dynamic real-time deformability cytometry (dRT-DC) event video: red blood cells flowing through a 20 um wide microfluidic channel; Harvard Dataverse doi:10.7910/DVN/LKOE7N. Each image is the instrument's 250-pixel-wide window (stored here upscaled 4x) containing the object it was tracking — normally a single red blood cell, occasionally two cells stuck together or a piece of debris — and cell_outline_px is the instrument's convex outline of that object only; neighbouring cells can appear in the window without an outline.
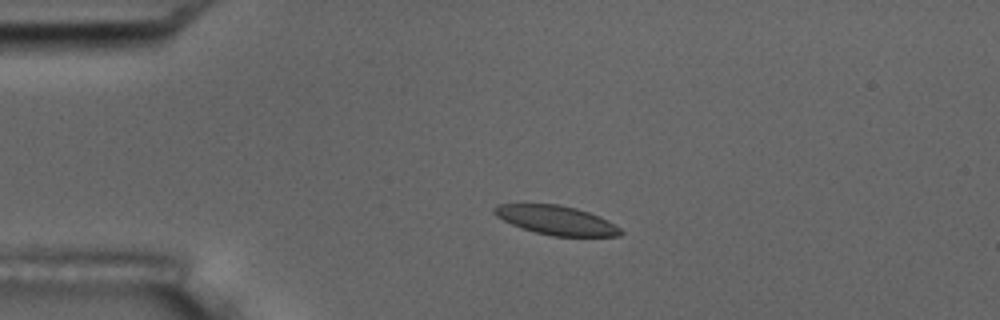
{"species": "common noctule bat (a hibernating species)", "species_latin": "Nyctalus noctula", "temperature_condition": "room temperature", "stored_images_in_passage": 5, "camera_frame_rate_fps": 3000, "um_per_image_px": 0.085, "animal": {"sex": "male", "body_mass_g": 17.5, "forearm_length_mm": 52.3}, "frame": {"image": 1, "passage_image": 4, "time_ms": 3.333, "image_size_px": [1000, 320], "cell_outline_px": [[624, 232], [620, 236], [552, 236], [536, 232], [512, 224], [496, 216], [492, 212], [492, 208], [500, 204], [560, 204], [576, 208], [600, 216], [608, 220], [620, 228]], "centroid_in_image_um": [47.3, 18.71], "position_along_channel_um": 37.7, "area_um2": 21.33}}